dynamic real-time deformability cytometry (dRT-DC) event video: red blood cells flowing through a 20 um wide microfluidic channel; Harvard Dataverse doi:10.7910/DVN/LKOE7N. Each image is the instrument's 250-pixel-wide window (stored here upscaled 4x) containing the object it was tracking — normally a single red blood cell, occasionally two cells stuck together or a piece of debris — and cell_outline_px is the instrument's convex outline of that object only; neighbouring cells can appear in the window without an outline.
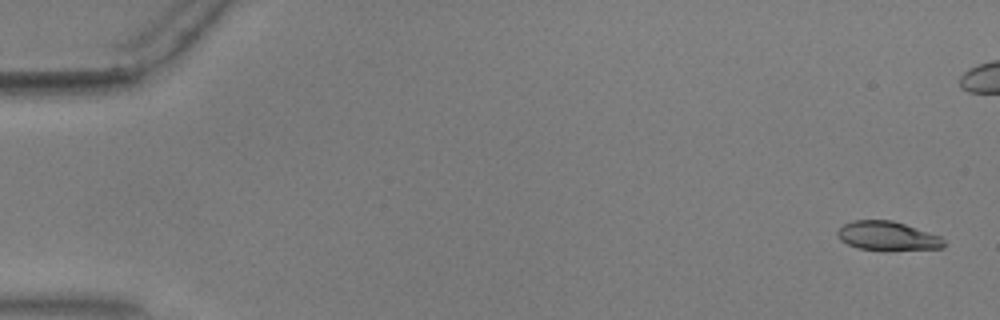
{"species": "common noctule bat (a hibernating species)", "species_latin": "Nyctalus noctula", "temperature_condition": "warm", "stored_images_in_passage": 56, "camera_frame_rate_fps": 3000, "um_per_image_px": 0.085, "animal": {"sex": "male", "body_mass_g": 17.9, "forearm_length_mm": 54.2}, "frame": {"image": 1, "passage_image": 2, "time_ms": 0.333, "image_size_px": [1000, 320], "cell_outline_px": [[944, 248], [884, 252], [860, 248], [848, 244], [840, 240], [836, 232], [844, 224], [852, 220], [892, 220], [940, 236], [944, 240]], "centroid_in_image_um": [75.44, 20.09], "position_along_channel_um": 9.6, "area_um2": 18.32}}
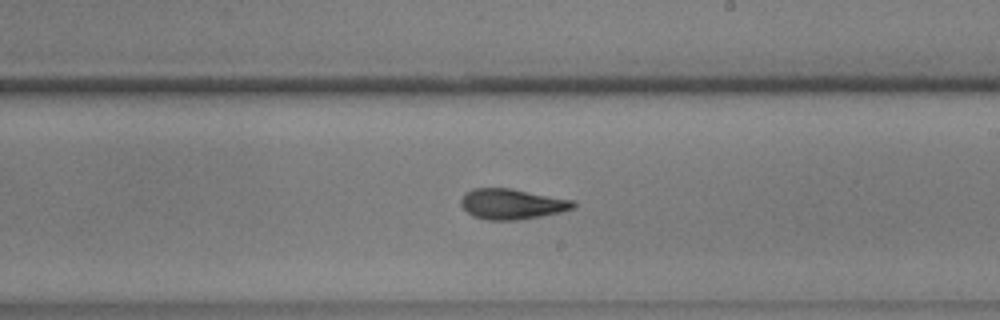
{"frame": {"image": 2, "passage_image": 33, "time_ms": 10.667, "image_size_px": [1000, 320], "cell_outline_px": [[576, 208], [560, 212], [540, 216], [516, 220], [488, 220], [472, 216], [460, 204], [460, 200], [464, 192], [472, 188], [512, 188], [572, 200], [576, 204]], "centroid_in_image_um": [43.48, 17.33], "position_along_channel_um": 245.5, "area_um2": 20.0}}
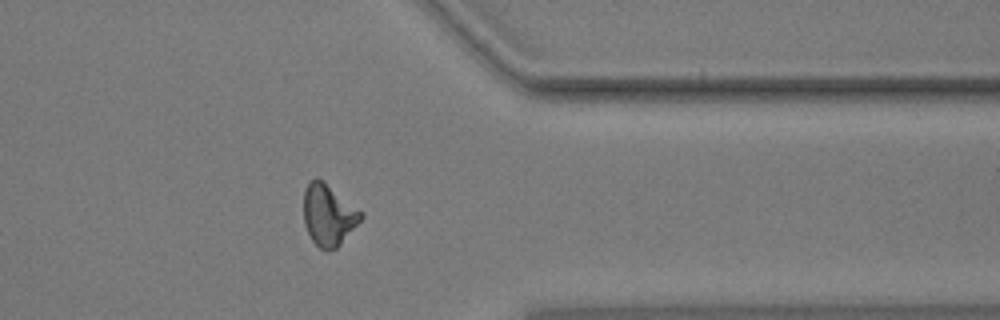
{"frame": {"image": 3, "passage_image": 45, "time_ms": 14.667, "image_size_px": [1000, 320], "cell_outline_px": [[364, 216], [340, 244], [336, 248], [320, 248], [312, 240], [304, 224], [304, 192], [308, 184], [316, 176], [324, 180], [364, 212]], "centroid_in_image_um": [27.94, 18.21], "position_along_channel_um": 383.5, "area_um2": 20.4}, "authors_computed_cell_mechanics": {"area_um2": 19.652, "velocity_mm_per_s": 3.6674, "shape_relaxation_time_tau1_ms": 6.8688, "shape_relaxation_time_tau2_ms": 2.6689, "deformation_change_tau1": 0.2134, "deformation_change_tau2": 0.1057}}